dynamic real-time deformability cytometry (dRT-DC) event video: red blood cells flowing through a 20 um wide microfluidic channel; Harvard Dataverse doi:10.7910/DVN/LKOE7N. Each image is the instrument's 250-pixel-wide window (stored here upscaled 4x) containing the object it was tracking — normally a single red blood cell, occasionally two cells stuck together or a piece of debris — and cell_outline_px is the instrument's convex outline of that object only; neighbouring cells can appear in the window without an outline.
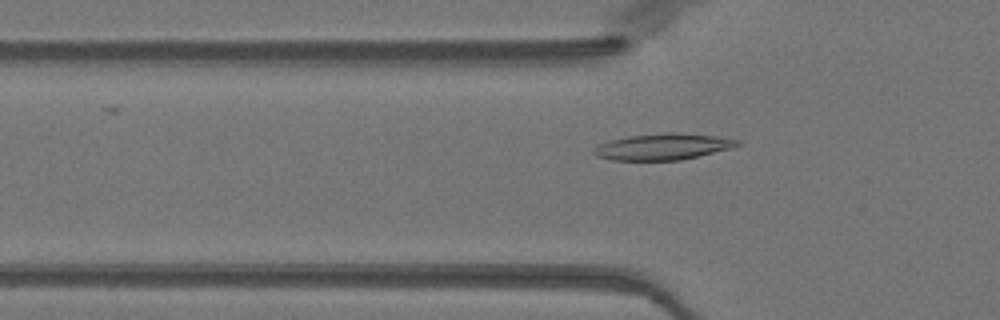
{"species": "Egyptian fruit bat (a non-hibernating species)", "species_latin": "Rousettus aegyptiacus", "temperature_condition": "warm", "stored_images_in_passage": 51, "camera_frame_rate_fps": 3000, "um_per_image_px": 0.085, "animal": {"sex": "female"}, "frame": {"image": 1, "passage_image": 17, "time_ms": 5.333, "image_size_px": [1000, 320], "cell_outline_px": [[740, 144], [732, 148], [680, 160], [612, 160], [596, 156], [592, 152], [600, 144], [612, 140], [628, 136], [668, 132], [672, 132], [716, 136], [740, 140]], "centroid_in_image_um": [56.36, 12.47], "position_along_channel_um": 69.4, "area_um2": 21.73}}
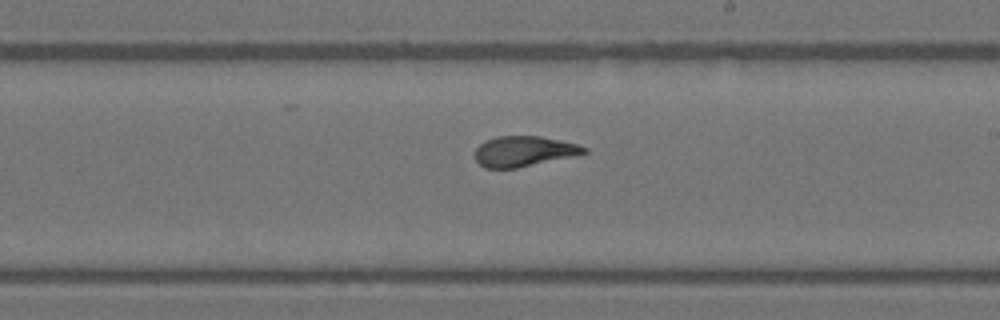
{"frame": {"image": 2, "passage_image": 30, "time_ms": 9.667, "image_size_px": [1000, 320], "cell_outline_px": [[588, 152], [572, 156], [516, 168], [484, 168], [476, 160], [476, 148], [480, 144], [496, 136], [540, 136], [560, 140], [576, 144], [588, 148]], "centroid_in_image_um": [44.52, 12.85], "position_along_channel_um": 244.5, "area_um2": 19.02}}
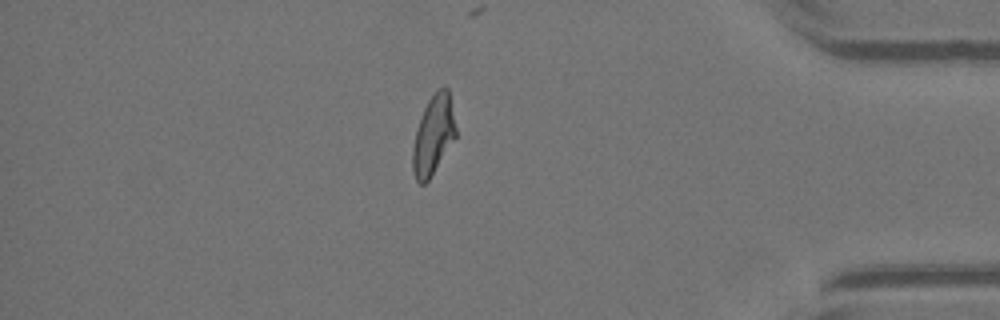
{"frame": {"image": 3, "passage_image": 44, "time_ms": 14.333, "image_size_px": [1000, 320], "cell_outline_px": [[456, 136], [428, 180], [424, 184], [420, 184], [416, 180], [412, 172], [412, 148], [416, 132], [424, 108], [428, 100], [436, 88], [448, 88], [456, 128]], "centroid_in_image_um": [36.82, 11.48], "position_along_channel_um": 398.4, "area_um2": 19.59}, "authors_computed_cell_mechanics": {"area_um2": 20.4612, "velocity_mm_per_s": 4.0338, "shape_relaxation_time_tau1_ms": 3.0428, "shape_relaxation_time_tau2_ms": 1.2322, "deformation_change_tau1": 0.166, "deformation_change_tau2": 0.0803}}